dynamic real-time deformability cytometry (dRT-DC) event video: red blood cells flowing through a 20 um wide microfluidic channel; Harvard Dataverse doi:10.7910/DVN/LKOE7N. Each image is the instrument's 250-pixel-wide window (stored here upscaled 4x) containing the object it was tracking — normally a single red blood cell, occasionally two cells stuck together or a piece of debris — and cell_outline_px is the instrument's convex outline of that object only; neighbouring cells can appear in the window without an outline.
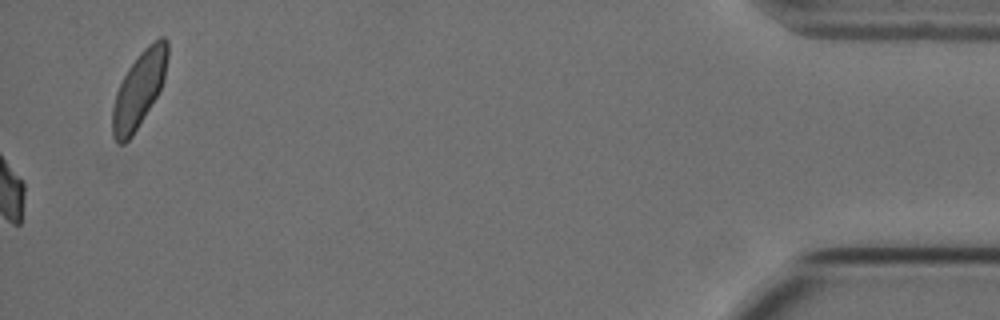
{"species": "Egyptian fruit bat (a non-hibernating species)", "species_latin": "Rousettus aegyptiacus", "temperature_condition": "cold", "stored_images_in_passage": 58, "camera_frame_rate_fps": 3000, "um_per_image_px": 0.085, "animal": {"sex": "female"}, "frame": {"image": 1, "passage_image": 58, "time_ms": 19.0, "image_size_px": [1000, 320], "cell_outline_px": [[168, 56], [164, 80], [156, 96], [132, 136], [124, 144], [116, 144], [112, 136], [112, 108], [116, 92], [128, 68], [140, 52], [148, 44], [160, 36], [164, 36], [168, 40]], "centroid_in_image_um": [11.81, 7.59], "position_along_channel_um": 423.4, "area_um2": 24.22}, "authors_computed_cell_mechanics": {"area_um2": 18.2648, "velocity_mm_per_s": 3.5797, "shape_relaxation_time_tau1_ms": 10.1231, "shape_relaxation_time_tau2_ms": 7.7445, "deformation_change_tau1": 0.1908, "deformation_change_tau2": 0.121}}